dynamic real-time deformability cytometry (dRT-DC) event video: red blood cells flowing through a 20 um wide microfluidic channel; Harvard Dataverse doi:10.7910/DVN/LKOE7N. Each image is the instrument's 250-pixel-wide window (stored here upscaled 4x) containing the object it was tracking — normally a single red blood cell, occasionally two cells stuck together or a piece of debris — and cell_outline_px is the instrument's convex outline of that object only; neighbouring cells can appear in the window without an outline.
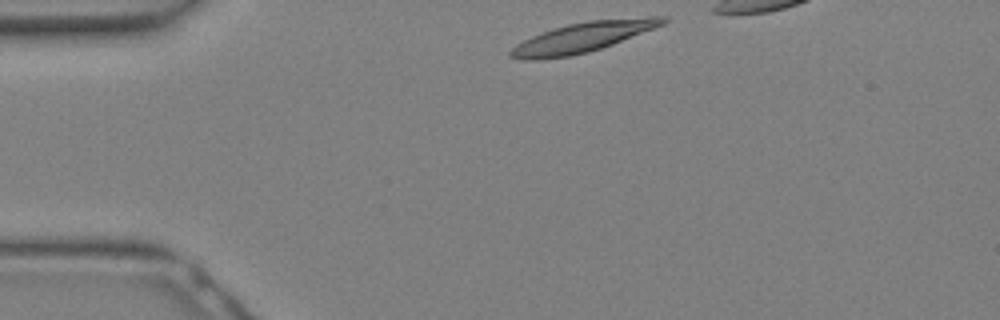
{"species": "Egyptian fruit bat (a non-hibernating species)", "species_latin": "Rousettus aegyptiacus", "temperature_condition": "warm", "stored_images_in_passage": 15, "camera_frame_rate_fps": 3000, "um_per_image_px": 0.085, "animal": {"sex": "female"}, "frame": {"image": 1, "passage_image": 1, "time_ms": 0.0, "image_size_px": [1000, 320], "cell_outline_px": [[668, 20], [664, 24], [612, 44], [588, 52], [568, 56], [536, 60], [524, 60], [508, 56], [508, 52], [516, 44], [532, 36], [552, 28], [568, 24], [588, 20], [648, 16], [664, 16]], "centroid_in_image_um": [49.51, 3.16], "position_along_channel_um": 35.5, "area_um2": 26.47}}
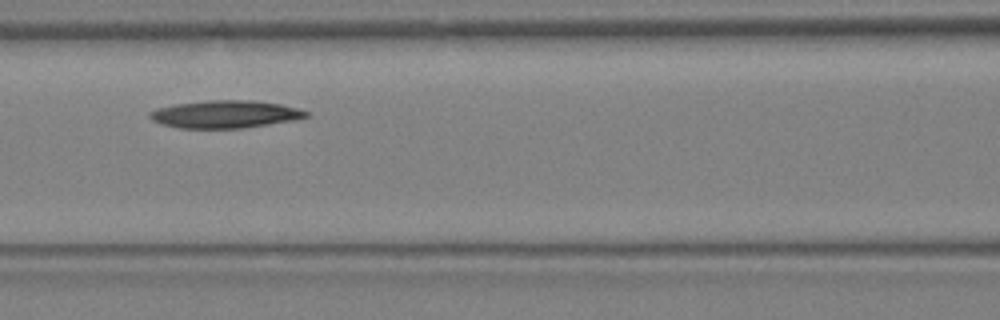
{"frame": {"image": 2, "passage_image": 8, "time_ms": 2.333, "image_size_px": [1000, 320], "cell_outline_px": [[308, 116], [296, 120], [240, 128], [180, 128], [160, 124], [152, 120], [148, 116], [148, 112], [156, 108], [176, 104], [208, 100], [252, 100], [280, 104], [296, 108], [308, 112]], "centroid_in_image_um": [19.09, 9.71], "position_along_channel_um": 147.5, "area_um2": 25.09}}
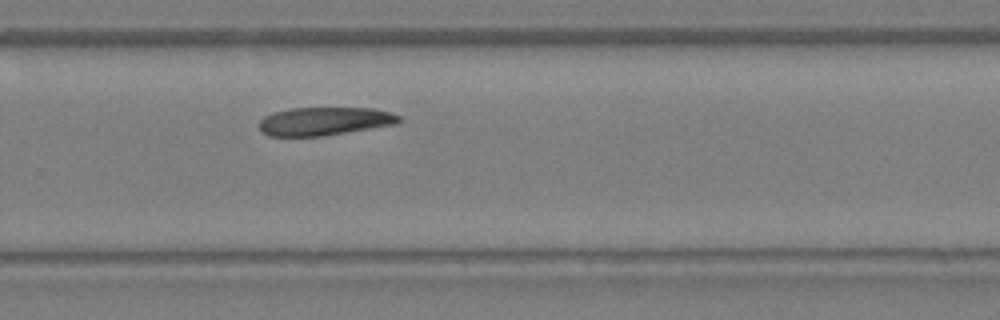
{"frame": {"image": 3, "passage_image": 15, "time_ms": 4.667, "image_size_px": [1000, 320], "cell_outline_px": [[400, 124], [320, 136], [268, 136], [260, 132], [260, 120], [264, 116], [272, 112], [288, 108], [372, 108], [392, 112], [400, 116]], "centroid_in_image_um": [27.58, 10.3], "position_along_channel_um": 302.2, "area_um2": 23.24}}